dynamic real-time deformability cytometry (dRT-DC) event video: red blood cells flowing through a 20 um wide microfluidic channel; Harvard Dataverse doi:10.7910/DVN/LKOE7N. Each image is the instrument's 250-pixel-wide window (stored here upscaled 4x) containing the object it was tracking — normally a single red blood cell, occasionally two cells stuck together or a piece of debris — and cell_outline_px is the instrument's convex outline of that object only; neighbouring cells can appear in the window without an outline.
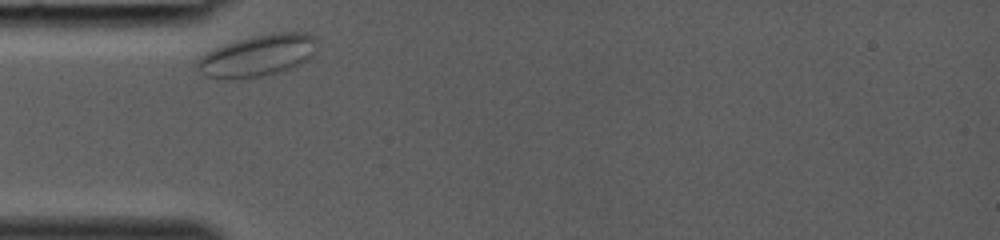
{"species": "common noctule bat (a hibernating species)", "species_latin": "Nyctalus noctula", "temperature_condition": "room temperature", "stored_images_in_passage": 25, "camera_frame_rate_fps": 3000, "um_per_image_px": 0.085, "animal": {"sex": "female", "body_mass_g": 19.0, "forearm_length_mm": 53.3}, "frame": {"image": 1, "passage_image": 1, "time_ms": 0.0, "image_size_px": [1000, 240], "cell_outline_px": [[316, 40], [312, 56], [308, 60], [292, 68], [260, 76], [208, 76], [196, 68], [196, 60], [200, 56], [216, 48], [252, 36], [272, 32], [308, 32]], "centroid_in_image_um": [21.96, 4.67], "position_along_channel_um": 63.0, "area_um2": 27.98}}
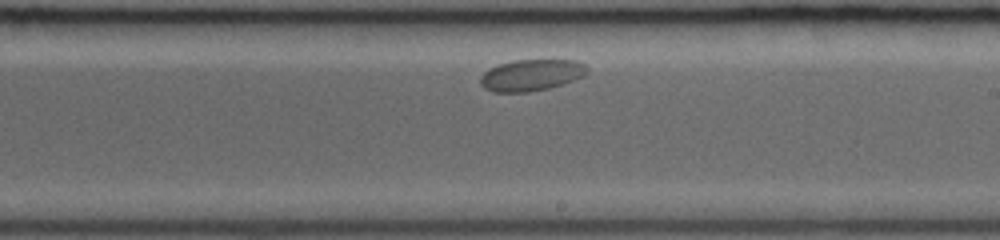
{"frame": {"image": 2, "passage_image": 14, "time_ms": 4.333, "image_size_px": [1000, 240], "cell_outline_px": [[588, 72], [584, 76], [548, 88], [528, 92], [492, 92], [484, 88], [480, 84], [480, 76], [488, 68], [512, 60], [576, 60], [584, 64], [588, 68]], "centroid_in_image_um": [45.13, 6.38], "position_along_channel_um": 243.9, "area_um2": 19.59}}
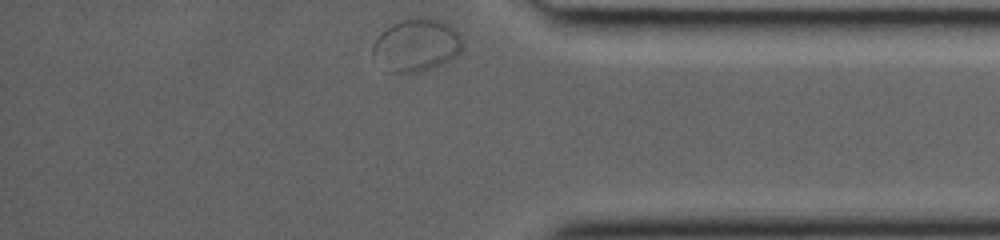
{"frame": {"image": 3, "passage_image": 25, "time_ms": 8.0, "image_size_px": [1000, 240], "cell_outline_px": [[460, 52], [456, 56], [432, 68], [416, 72], [388, 72], [372, 56], [372, 44], [392, 24], [404, 20], [420, 16], [424, 16], [440, 20], [448, 24], [460, 32]], "centroid_in_image_um": [35.39, 3.83], "position_along_channel_um": 399.8, "area_um2": 27.22}}